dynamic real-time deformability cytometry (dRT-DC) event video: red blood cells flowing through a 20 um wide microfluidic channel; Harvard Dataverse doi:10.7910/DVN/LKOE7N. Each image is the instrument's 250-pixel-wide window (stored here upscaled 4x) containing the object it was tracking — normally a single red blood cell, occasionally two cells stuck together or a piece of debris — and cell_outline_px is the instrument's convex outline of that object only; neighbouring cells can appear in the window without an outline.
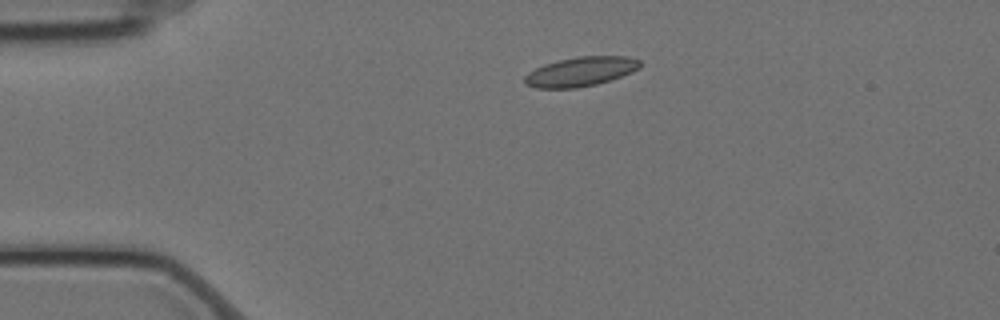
{"species": "Egyptian fruit bat (a non-hibernating species)", "species_latin": "Rousettus aegyptiacus", "temperature_condition": "cold", "stored_images_in_passage": 47, "camera_frame_rate_fps": 3000, "um_per_image_px": 0.085, "animal": {"sex": "female"}, "frame": {"image": 1, "passage_image": 1, "time_ms": 0.0, "image_size_px": [1000, 320], "cell_outline_px": [[640, 68], [632, 72], [596, 84], [576, 88], [536, 88], [524, 84], [524, 76], [528, 72], [544, 64], [576, 56], [628, 56], [640, 60]], "centroid_in_image_um": [49.33, 6.08], "position_along_channel_um": 35.7, "area_um2": 19.71}}
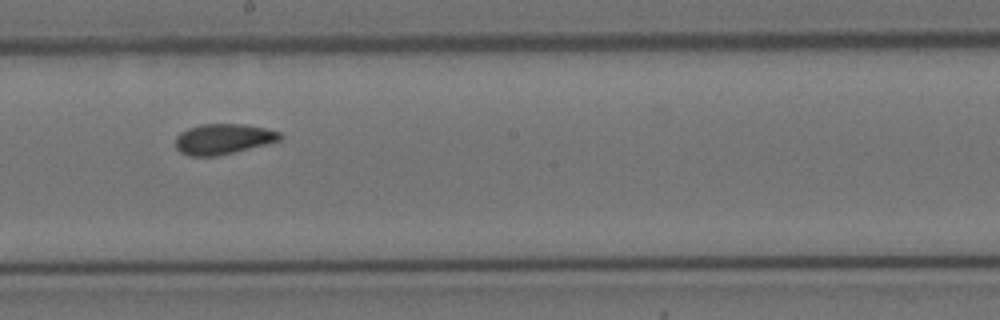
{"frame": {"image": 2, "passage_image": 21, "time_ms": 6.667, "image_size_px": [1000, 320], "cell_outline_px": [[284, 136], [280, 140], [216, 156], [188, 156], [180, 152], [176, 148], [176, 136], [180, 132], [188, 128], [200, 124], [244, 124], [264, 128], [280, 132]], "centroid_in_image_um": [18.93, 11.81], "position_along_channel_um": 229.3, "area_um2": 18.38}}
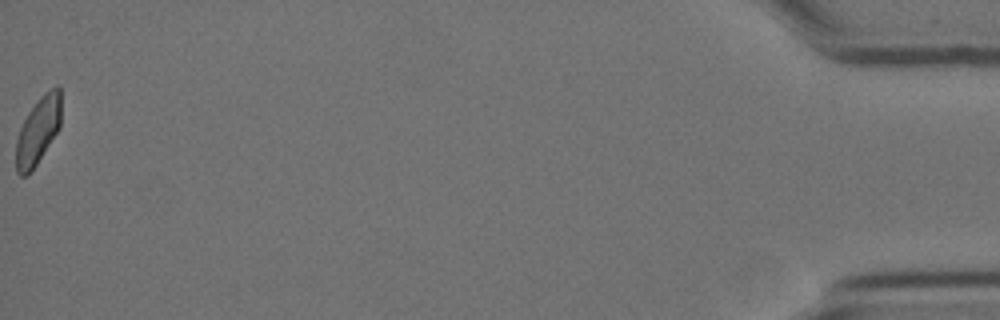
{"frame": {"image": 3, "passage_image": 47, "time_ms": 15.333, "image_size_px": [1000, 320], "cell_outline_px": [[60, 128], [32, 172], [28, 176], [20, 176], [16, 172], [16, 140], [20, 128], [28, 112], [40, 96], [44, 92], [56, 84], [60, 88]], "centroid_in_image_um": [3.23, 11.13], "position_along_channel_um": 432.0, "area_um2": 17.92}, "authors_computed_cell_mechanics": {"area_um2": 18.5538, "velocity_mm_per_s": 3.4837, "shape_relaxation_time_tau1_ms": null, "shape_relaxation_time_tau2_ms": 1.5703, "deformation_change_tau1": null, "deformation_change_tau2": 0.0608}}